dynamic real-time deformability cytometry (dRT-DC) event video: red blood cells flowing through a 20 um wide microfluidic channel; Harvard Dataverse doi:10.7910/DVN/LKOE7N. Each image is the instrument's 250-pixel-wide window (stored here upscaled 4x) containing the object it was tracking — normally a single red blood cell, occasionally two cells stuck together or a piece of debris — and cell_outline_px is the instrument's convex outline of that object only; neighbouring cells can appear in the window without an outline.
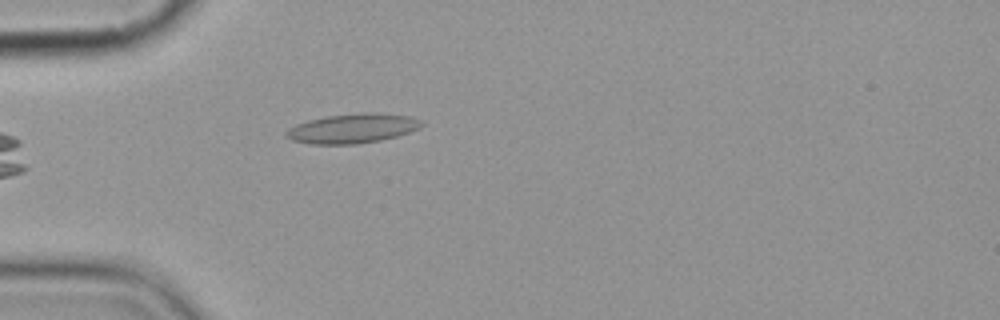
{"species": "common noctule bat (a hibernating species)", "species_latin": "Nyctalus noctula", "temperature_condition": "cold", "stored_images_in_passage": 5, "camera_frame_rate_fps": 3000, "um_per_image_px": 0.085, "animal": {"sex": "female", "body_mass_g": 19.9}, "frame": {"image": 1, "passage_image": 5, "time_ms": 5.0, "image_size_px": [1000, 320], "cell_outline_px": [[424, 124], [420, 128], [396, 136], [380, 140], [356, 144], [312, 144], [292, 140], [284, 136], [284, 132], [288, 128], [296, 124], [308, 120], [328, 116], [360, 112], [376, 112], [412, 116], [420, 120]], "centroid_in_image_um": [29.96, 10.9], "position_along_channel_um": 55.0, "area_um2": 23.41}}